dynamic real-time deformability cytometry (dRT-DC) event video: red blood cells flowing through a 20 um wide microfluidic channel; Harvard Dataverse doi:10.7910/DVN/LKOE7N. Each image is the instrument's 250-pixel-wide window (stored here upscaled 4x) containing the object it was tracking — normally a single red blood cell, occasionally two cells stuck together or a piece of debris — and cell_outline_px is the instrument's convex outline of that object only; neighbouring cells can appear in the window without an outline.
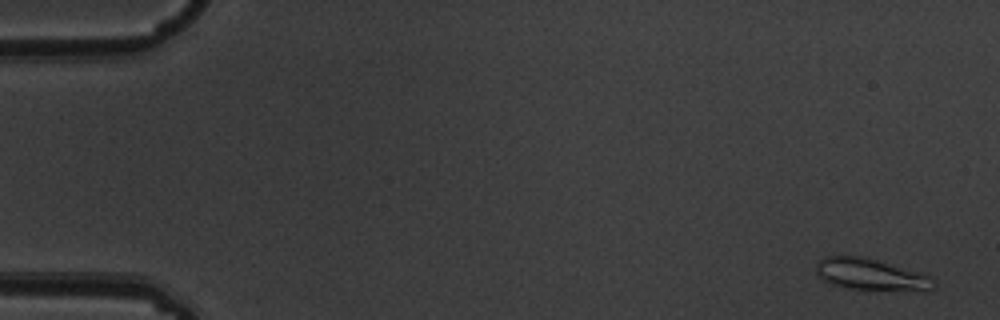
{"species": "common noctule bat (a hibernating species)", "species_latin": "Nyctalus noctula", "temperature_condition": "warm", "stored_images_in_passage": 5, "camera_frame_rate_fps": 3000, "um_per_image_px": 0.085, "animal": {"sex": "male", "body_mass_g": 19.5, "forearm_length_mm": 54.6}, "frame": {"image": 1, "passage_image": 1, "time_ms": 0.0, "image_size_px": [1000, 320], "cell_outline_px": [[936, 288], [928, 292], [920, 292], [844, 288], [832, 284], [824, 280], [816, 272], [816, 264], [824, 256], [864, 256], [920, 272], [928, 276], [936, 284]], "centroid_in_image_um": [74.09, 23.36], "position_along_channel_um": 10.9, "area_um2": 22.08}}
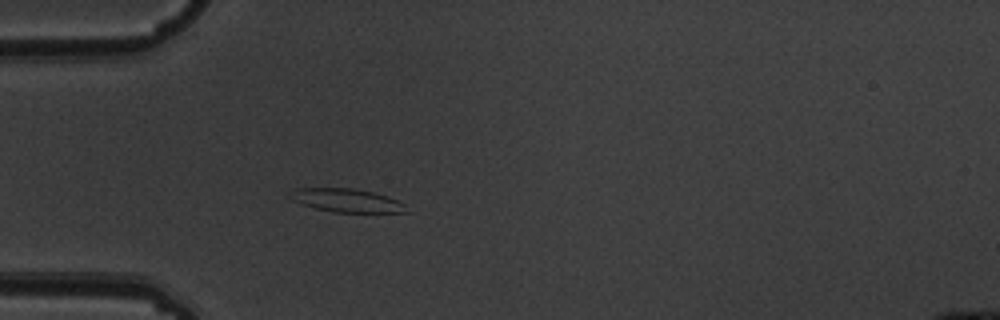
{"frame": {"image": 2, "passage_image": 5, "time_ms": 1.333, "image_size_px": [1000, 320], "cell_outline_px": [[408, 212], [332, 212], [316, 208], [292, 200], [288, 196], [288, 192], [300, 188], [352, 188], [372, 192], [396, 200], [404, 204]], "centroid_in_image_um": [29.41, 17.03], "position_along_channel_um": 55.6, "area_um2": 15.55}}